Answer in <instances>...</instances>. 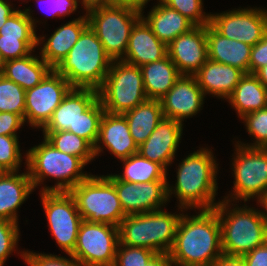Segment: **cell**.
<instances>
[{
  "label": "cell",
  "mask_w": 267,
  "mask_h": 266,
  "mask_svg": "<svg viewBox=\"0 0 267 266\" xmlns=\"http://www.w3.org/2000/svg\"><path fill=\"white\" fill-rule=\"evenodd\" d=\"M208 59L239 68L249 73V60L252 46L228 39L220 34L210 23L206 25Z\"/></svg>",
  "instance_id": "24"
},
{
  "label": "cell",
  "mask_w": 267,
  "mask_h": 266,
  "mask_svg": "<svg viewBox=\"0 0 267 266\" xmlns=\"http://www.w3.org/2000/svg\"><path fill=\"white\" fill-rule=\"evenodd\" d=\"M123 162V173L115 174L121 180L130 183H146L151 181H167V170L159 163L144 158L139 153L132 154Z\"/></svg>",
  "instance_id": "31"
},
{
  "label": "cell",
  "mask_w": 267,
  "mask_h": 266,
  "mask_svg": "<svg viewBox=\"0 0 267 266\" xmlns=\"http://www.w3.org/2000/svg\"><path fill=\"white\" fill-rule=\"evenodd\" d=\"M148 99L160 100L181 76L168 55L140 67Z\"/></svg>",
  "instance_id": "29"
},
{
  "label": "cell",
  "mask_w": 267,
  "mask_h": 266,
  "mask_svg": "<svg viewBox=\"0 0 267 266\" xmlns=\"http://www.w3.org/2000/svg\"><path fill=\"white\" fill-rule=\"evenodd\" d=\"M150 0H109V4L128 6L139 11H143Z\"/></svg>",
  "instance_id": "48"
},
{
  "label": "cell",
  "mask_w": 267,
  "mask_h": 266,
  "mask_svg": "<svg viewBox=\"0 0 267 266\" xmlns=\"http://www.w3.org/2000/svg\"><path fill=\"white\" fill-rule=\"evenodd\" d=\"M204 100L205 95L196 77L187 75H181L160 99L164 118L177 120L181 124L202 110Z\"/></svg>",
  "instance_id": "17"
},
{
  "label": "cell",
  "mask_w": 267,
  "mask_h": 266,
  "mask_svg": "<svg viewBox=\"0 0 267 266\" xmlns=\"http://www.w3.org/2000/svg\"><path fill=\"white\" fill-rule=\"evenodd\" d=\"M19 254L28 266H84L71 254H67L69 258L32 251H21Z\"/></svg>",
  "instance_id": "42"
},
{
  "label": "cell",
  "mask_w": 267,
  "mask_h": 266,
  "mask_svg": "<svg viewBox=\"0 0 267 266\" xmlns=\"http://www.w3.org/2000/svg\"><path fill=\"white\" fill-rule=\"evenodd\" d=\"M112 61L96 33L88 26L72 46L69 54L54 70L72 87L98 90L104 83Z\"/></svg>",
  "instance_id": "5"
},
{
  "label": "cell",
  "mask_w": 267,
  "mask_h": 266,
  "mask_svg": "<svg viewBox=\"0 0 267 266\" xmlns=\"http://www.w3.org/2000/svg\"><path fill=\"white\" fill-rule=\"evenodd\" d=\"M183 133V124L163 118L149 138L138 147V153L150 161L161 164L166 170L174 158Z\"/></svg>",
  "instance_id": "18"
},
{
  "label": "cell",
  "mask_w": 267,
  "mask_h": 266,
  "mask_svg": "<svg viewBox=\"0 0 267 266\" xmlns=\"http://www.w3.org/2000/svg\"><path fill=\"white\" fill-rule=\"evenodd\" d=\"M156 254L147 248L119 244L113 266H145Z\"/></svg>",
  "instance_id": "40"
},
{
  "label": "cell",
  "mask_w": 267,
  "mask_h": 266,
  "mask_svg": "<svg viewBox=\"0 0 267 266\" xmlns=\"http://www.w3.org/2000/svg\"><path fill=\"white\" fill-rule=\"evenodd\" d=\"M167 50L180 75L194 76L208 60L206 25L195 26L179 35L167 46Z\"/></svg>",
  "instance_id": "16"
},
{
  "label": "cell",
  "mask_w": 267,
  "mask_h": 266,
  "mask_svg": "<svg viewBox=\"0 0 267 266\" xmlns=\"http://www.w3.org/2000/svg\"><path fill=\"white\" fill-rule=\"evenodd\" d=\"M51 70L40 56L31 53L23 58L5 61L1 74L26 91L38 85Z\"/></svg>",
  "instance_id": "28"
},
{
  "label": "cell",
  "mask_w": 267,
  "mask_h": 266,
  "mask_svg": "<svg viewBox=\"0 0 267 266\" xmlns=\"http://www.w3.org/2000/svg\"><path fill=\"white\" fill-rule=\"evenodd\" d=\"M50 232L59 248L71 254L83 221L70 192H40Z\"/></svg>",
  "instance_id": "12"
},
{
  "label": "cell",
  "mask_w": 267,
  "mask_h": 266,
  "mask_svg": "<svg viewBox=\"0 0 267 266\" xmlns=\"http://www.w3.org/2000/svg\"><path fill=\"white\" fill-rule=\"evenodd\" d=\"M180 213V214H179ZM164 209L126 215L118 226L119 244L143 247L157 253H169L182 216Z\"/></svg>",
  "instance_id": "6"
},
{
  "label": "cell",
  "mask_w": 267,
  "mask_h": 266,
  "mask_svg": "<svg viewBox=\"0 0 267 266\" xmlns=\"http://www.w3.org/2000/svg\"><path fill=\"white\" fill-rule=\"evenodd\" d=\"M147 17L141 12L142 18L152 29L158 39L167 46L179 35L189 32L195 25L175 9L157 2ZM145 16V17H144Z\"/></svg>",
  "instance_id": "26"
},
{
  "label": "cell",
  "mask_w": 267,
  "mask_h": 266,
  "mask_svg": "<svg viewBox=\"0 0 267 266\" xmlns=\"http://www.w3.org/2000/svg\"><path fill=\"white\" fill-rule=\"evenodd\" d=\"M32 9L18 10L13 13L0 28L3 38H37L36 23L31 15Z\"/></svg>",
  "instance_id": "33"
},
{
  "label": "cell",
  "mask_w": 267,
  "mask_h": 266,
  "mask_svg": "<svg viewBox=\"0 0 267 266\" xmlns=\"http://www.w3.org/2000/svg\"><path fill=\"white\" fill-rule=\"evenodd\" d=\"M104 112L105 110L98 98L81 114L77 122V135L85 139L93 148L98 138L100 121Z\"/></svg>",
  "instance_id": "35"
},
{
  "label": "cell",
  "mask_w": 267,
  "mask_h": 266,
  "mask_svg": "<svg viewBox=\"0 0 267 266\" xmlns=\"http://www.w3.org/2000/svg\"><path fill=\"white\" fill-rule=\"evenodd\" d=\"M39 5H41L40 3L42 2H46L45 3V7L46 5L49 7L48 10L46 12H48V14L52 15V17H62V16H68L70 14H72L73 12H75L77 10L78 7V1L77 0H36ZM43 10V9H42ZM51 12H50V11ZM50 12V13H49Z\"/></svg>",
  "instance_id": "44"
},
{
  "label": "cell",
  "mask_w": 267,
  "mask_h": 266,
  "mask_svg": "<svg viewBox=\"0 0 267 266\" xmlns=\"http://www.w3.org/2000/svg\"><path fill=\"white\" fill-rule=\"evenodd\" d=\"M118 245L117 226L83 220L71 255L84 266H113Z\"/></svg>",
  "instance_id": "11"
},
{
  "label": "cell",
  "mask_w": 267,
  "mask_h": 266,
  "mask_svg": "<svg viewBox=\"0 0 267 266\" xmlns=\"http://www.w3.org/2000/svg\"><path fill=\"white\" fill-rule=\"evenodd\" d=\"M242 257L246 266H267V242Z\"/></svg>",
  "instance_id": "46"
},
{
  "label": "cell",
  "mask_w": 267,
  "mask_h": 266,
  "mask_svg": "<svg viewBox=\"0 0 267 266\" xmlns=\"http://www.w3.org/2000/svg\"><path fill=\"white\" fill-rule=\"evenodd\" d=\"M128 122L133 141L139 147L164 118L160 100L148 99L123 114Z\"/></svg>",
  "instance_id": "30"
},
{
  "label": "cell",
  "mask_w": 267,
  "mask_h": 266,
  "mask_svg": "<svg viewBox=\"0 0 267 266\" xmlns=\"http://www.w3.org/2000/svg\"><path fill=\"white\" fill-rule=\"evenodd\" d=\"M83 220L119 226L126 217L113 182L90 174L70 191Z\"/></svg>",
  "instance_id": "7"
},
{
  "label": "cell",
  "mask_w": 267,
  "mask_h": 266,
  "mask_svg": "<svg viewBox=\"0 0 267 266\" xmlns=\"http://www.w3.org/2000/svg\"><path fill=\"white\" fill-rule=\"evenodd\" d=\"M34 190L27 169L6 172L0 178V219L18 223V209Z\"/></svg>",
  "instance_id": "25"
},
{
  "label": "cell",
  "mask_w": 267,
  "mask_h": 266,
  "mask_svg": "<svg viewBox=\"0 0 267 266\" xmlns=\"http://www.w3.org/2000/svg\"><path fill=\"white\" fill-rule=\"evenodd\" d=\"M105 146L111 154L122 160L138 153V147L130 134L128 122L123 114L104 112L97 141L94 146L95 157L103 151Z\"/></svg>",
  "instance_id": "19"
},
{
  "label": "cell",
  "mask_w": 267,
  "mask_h": 266,
  "mask_svg": "<svg viewBox=\"0 0 267 266\" xmlns=\"http://www.w3.org/2000/svg\"><path fill=\"white\" fill-rule=\"evenodd\" d=\"M19 223L0 219V265L4 266L9 255L18 251Z\"/></svg>",
  "instance_id": "41"
},
{
  "label": "cell",
  "mask_w": 267,
  "mask_h": 266,
  "mask_svg": "<svg viewBox=\"0 0 267 266\" xmlns=\"http://www.w3.org/2000/svg\"><path fill=\"white\" fill-rule=\"evenodd\" d=\"M0 112L16 113L25 121V90L0 74Z\"/></svg>",
  "instance_id": "34"
},
{
  "label": "cell",
  "mask_w": 267,
  "mask_h": 266,
  "mask_svg": "<svg viewBox=\"0 0 267 266\" xmlns=\"http://www.w3.org/2000/svg\"><path fill=\"white\" fill-rule=\"evenodd\" d=\"M175 9L195 26H205L210 23L211 13L203 11V0H158Z\"/></svg>",
  "instance_id": "37"
},
{
  "label": "cell",
  "mask_w": 267,
  "mask_h": 266,
  "mask_svg": "<svg viewBox=\"0 0 267 266\" xmlns=\"http://www.w3.org/2000/svg\"><path fill=\"white\" fill-rule=\"evenodd\" d=\"M234 147V190L223 200L234 203L255 198L258 203L267 194V148H248L237 143Z\"/></svg>",
  "instance_id": "10"
},
{
  "label": "cell",
  "mask_w": 267,
  "mask_h": 266,
  "mask_svg": "<svg viewBox=\"0 0 267 266\" xmlns=\"http://www.w3.org/2000/svg\"><path fill=\"white\" fill-rule=\"evenodd\" d=\"M168 55L167 45L161 42L141 17L132 28L122 61L141 67Z\"/></svg>",
  "instance_id": "22"
},
{
  "label": "cell",
  "mask_w": 267,
  "mask_h": 266,
  "mask_svg": "<svg viewBox=\"0 0 267 266\" xmlns=\"http://www.w3.org/2000/svg\"><path fill=\"white\" fill-rule=\"evenodd\" d=\"M227 99L242 118L245 114L267 108V88L255 74L245 73Z\"/></svg>",
  "instance_id": "27"
},
{
  "label": "cell",
  "mask_w": 267,
  "mask_h": 266,
  "mask_svg": "<svg viewBox=\"0 0 267 266\" xmlns=\"http://www.w3.org/2000/svg\"><path fill=\"white\" fill-rule=\"evenodd\" d=\"M18 9L12 8L8 0H0V28L4 25L7 19Z\"/></svg>",
  "instance_id": "49"
},
{
  "label": "cell",
  "mask_w": 267,
  "mask_h": 266,
  "mask_svg": "<svg viewBox=\"0 0 267 266\" xmlns=\"http://www.w3.org/2000/svg\"><path fill=\"white\" fill-rule=\"evenodd\" d=\"M7 171L5 169H3L1 166H0V178L6 173Z\"/></svg>",
  "instance_id": "55"
},
{
  "label": "cell",
  "mask_w": 267,
  "mask_h": 266,
  "mask_svg": "<svg viewBox=\"0 0 267 266\" xmlns=\"http://www.w3.org/2000/svg\"><path fill=\"white\" fill-rule=\"evenodd\" d=\"M210 24L228 39L254 46L267 32V10L239 8L211 14Z\"/></svg>",
  "instance_id": "14"
},
{
  "label": "cell",
  "mask_w": 267,
  "mask_h": 266,
  "mask_svg": "<svg viewBox=\"0 0 267 266\" xmlns=\"http://www.w3.org/2000/svg\"><path fill=\"white\" fill-rule=\"evenodd\" d=\"M210 266H246L244 258L241 256H228L222 254Z\"/></svg>",
  "instance_id": "47"
},
{
  "label": "cell",
  "mask_w": 267,
  "mask_h": 266,
  "mask_svg": "<svg viewBox=\"0 0 267 266\" xmlns=\"http://www.w3.org/2000/svg\"><path fill=\"white\" fill-rule=\"evenodd\" d=\"M37 38H3L0 35V52L4 61L19 59L35 52Z\"/></svg>",
  "instance_id": "39"
},
{
  "label": "cell",
  "mask_w": 267,
  "mask_h": 266,
  "mask_svg": "<svg viewBox=\"0 0 267 266\" xmlns=\"http://www.w3.org/2000/svg\"><path fill=\"white\" fill-rule=\"evenodd\" d=\"M18 138L0 135V166L7 172H17L21 167L22 154Z\"/></svg>",
  "instance_id": "38"
},
{
  "label": "cell",
  "mask_w": 267,
  "mask_h": 266,
  "mask_svg": "<svg viewBox=\"0 0 267 266\" xmlns=\"http://www.w3.org/2000/svg\"><path fill=\"white\" fill-rule=\"evenodd\" d=\"M179 220L169 252L174 266H210L222 254L221 226L215 209L199 210Z\"/></svg>",
  "instance_id": "1"
},
{
  "label": "cell",
  "mask_w": 267,
  "mask_h": 266,
  "mask_svg": "<svg viewBox=\"0 0 267 266\" xmlns=\"http://www.w3.org/2000/svg\"><path fill=\"white\" fill-rule=\"evenodd\" d=\"M244 74L237 67L208 59L194 76L205 96L227 100Z\"/></svg>",
  "instance_id": "23"
},
{
  "label": "cell",
  "mask_w": 267,
  "mask_h": 266,
  "mask_svg": "<svg viewBox=\"0 0 267 266\" xmlns=\"http://www.w3.org/2000/svg\"><path fill=\"white\" fill-rule=\"evenodd\" d=\"M72 86L54 69L35 87L25 91V122L43 128Z\"/></svg>",
  "instance_id": "13"
},
{
  "label": "cell",
  "mask_w": 267,
  "mask_h": 266,
  "mask_svg": "<svg viewBox=\"0 0 267 266\" xmlns=\"http://www.w3.org/2000/svg\"><path fill=\"white\" fill-rule=\"evenodd\" d=\"M98 99V90L72 87L55 109L42 131H69L77 135L81 114Z\"/></svg>",
  "instance_id": "20"
},
{
  "label": "cell",
  "mask_w": 267,
  "mask_h": 266,
  "mask_svg": "<svg viewBox=\"0 0 267 266\" xmlns=\"http://www.w3.org/2000/svg\"><path fill=\"white\" fill-rule=\"evenodd\" d=\"M211 151L200 148L190 153L177 166L175 185L172 187L167 182L168 202L172 194H175L177 201L179 200L178 210H210L219 203V200L215 201L219 164Z\"/></svg>",
  "instance_id": "2"
},
{
  "label": "cell",
  "mask_w": 267,
  "mask_h": 266,
  "mask_svg": "<svg viewBox=\"0 0 267 266\" xmlns=\"http://www.w3.org/2000/svg\"><path fill=\"white\" fill-rule=\"evenodd\" d=\"M90 28L96 33L106 54L122 60L127 50L129 36L141 11L128 6L106 4L86 11Z\"/></svg>",
  "instance_id": "8"
},
{
  "label": "cell",
  "mask_w": 267,
  "mask_h": 266,
  "mask_svg": "<svg viewBox=\"0 0 267 266\" xmlns=\"http://www.w3.org/2000/svg\"><path fill=\"white\" fill-rule=\"evenodd\" d=\"M4 62H5V61L3 60V57H2L1 52H0V74H1V72H2Z\"/></svg>",
  "instance_id": "54"
},
{
  "label": "cell",
  "mask_w": 267,
  "mask_h": 266,
  "mask_svg": "<svg viewBox=\"0 0 267 266\" xmlns=\"http://www.w3.org/2000/svg\"><path fill=\"white\" fill-rule=\"evenodd\" d=\"M24 156L34 189L41 186L46 177L57 180L52 187L42 186L40 192H69L90 175L82 172L87 164L81 158L59 151L45 138Z\"/></svg>",
  "instance_id": "4"
},
{
  "label": "cell",
  "mask_w": 267,
  "mask_h": 266,
  "mask_svg": "<svg viewBox=\"0 0 267 266\" xmlns=\"http://www.w3.org/2000/svg\"><path fill=\"white\" fill-rule=\"evenodd\" d=\"M246 130L254 138L253 143H236L248 148H267V108L245 114L242 118ZM251 144V145H250Z\"/></svg>",
  "instance_id": "36"
},
{
  "label": "cell",
  "mask_w": 267,
  "mask_h": 266,
  "mask_svg": "<svg viewBox=\"0 0 267 266\" xmlns=\"http://www.w3.org/2000/svg\"><path fill=\"white\" fill-rule=\"evenodd\" d=\"M24 119L16 114L0 112V135L17 136V131L24 126Z\"/></svg>",
  "instance_id": "45"
},
{
  "label": "cell",
  "mask_w": 267,
  "mask_h": 266,
  "mask_svg": "<svg viewBox=\"0 0 267 266\" xmlns=\"http://www.w3.org/2000/svg\"><path fill=\"white\" fill-rule=\"evenodd\" d=\"M49 143L63 153L81 158L86 164L95 160L93 147L78 135L65 131H43Z\"/></svg>",
  "instance_id": "32"
},
{
  "label": "cell",
  "mask_w": 267,
  "mask_h": 266,
  "mask_svg": "<svg viewBox=\"0 0 267 266\" xmlns=\"http://www.w3.org/2000/svg\"><path fill=\"white\" fill-rule=\"evenodd\" d=\"M89 26L85 15L57 28L49 38L37 36V46H40V57L54 69L68 54L72 46L78 41L81 33ZM46 41V42H45ZM45 42V43H44Z\"/></svg>",
  "instance_id": "21"
},
{
  "label": "cell",
  "mask_w": 267,
  "mask_h": 266,
  "mask_svg": "<svg viewBox=\"0 0 267 266\" xmlns=\"http://www.w3.org/2000/svg\"><path fill=\"white\" fill-rule=\"evenodd\" d=\"M242 206L222 200L214 207L221 226L222 252L228 256L242 257L267 242L264 211L245 202Z\"/></svg>",
  "instance_id": "3"
},
{
  "label": "cell",
  "mask_w": 267,
  "mask_h": 266,
  "mask_svg": "<svg viewBox=\"0 0 267 266\" xmlns=\"http://www.w3.org/2000/svg\"><path fill=\"white\" fill-rule=\"evenodd\" d=\"M267 65V32L262 36V39L252 46L249 73L255 74L260 68Z\"/></svg>",
  "instance_id": "43"
},
{
  "label": "cell",
  "mask_w": 267,
  "mask_h": 266,
  "mask_svg": "<svg viewBox=\"0 0 267 266\" xmlns=\"http://www.w3.org/2000/svg\"><path fill=\"white\" fill-rule=\"evenodd\" d=\"M106 176L113 182L126 215L160 210L168 202V181H151L136 184L121 181L114 174Z\"/></svg>",
  "instance_id": "15"
},
{
  "label": "cell",
  "mask_w": 267,
  "mask_h": 266,
  "mask_svg": "<svg viewBox=\"0 0 267 266\" xmlns=\"http://www.w3.org/2000/svg\"><path fill=\"white\" fill-rule=\"evenodd\" d=\"M258 204L263 207L264 216L267 222V194L258 202Z\"/></svg>",
  "instance_id": "53"
},
{
  "label": "cell",
  "mask_w": 267,
  "mask_h": 266,
  "mask_svg": "<svg viewBox=\"0 0 267 266\" xmlns=\"http://www.w3.org/2000/svg\"><path fill=\"white\" fill-rule=\"evenodd\" d=\"M104 110L124 114L148 100L140 67L122 60H114L103 85L98 89Z\"/></svg>",
  "instance_id": "9"
},
{
  "label": "cell",
  "mask_w": 267,
  "mask_h": 266,
  "mask_svg": "<svg viewBox=\"0 0 267 266\" xmlns=\"http://www.w3.org/2000/svg\"><path fill=\"white\" fill-rule=\"evenodd\" d=\"M77 1L78 3L81 1L82 6L86 11L97 6L109 4V0H80V1L77 0Z\"/></svg>",
  "instance_id": "51"
},
{
  "label": "cell",
  "mask_w": 267,
  "mask_h": 266,
  "mask_svg": "<svg viewBox=\"0 0 267 266\" xmlns=\"http://www.w3.org/2000/svg\"><path fill=\"white\" fill-rule=\"evenodd\" d=\"M255 75L259 79V82L267 88V65L260 68Z\"/></svg>",
  "instance_id": "52"
},
{
  "label": "cell",
  "mask_w": 267,
  "mask_h": 266,
  "mask_svg": "<svg viewBox=\"0 0 267 266\" xmlns=\"http://www.w3.org/2000/svg\"><path fill=\"white\" fill-rule=\"evenodd\" d=\"M145 266H174L169 253H157Z\"/></svg>",
  "instance_id": "50"
}]
</instances>
